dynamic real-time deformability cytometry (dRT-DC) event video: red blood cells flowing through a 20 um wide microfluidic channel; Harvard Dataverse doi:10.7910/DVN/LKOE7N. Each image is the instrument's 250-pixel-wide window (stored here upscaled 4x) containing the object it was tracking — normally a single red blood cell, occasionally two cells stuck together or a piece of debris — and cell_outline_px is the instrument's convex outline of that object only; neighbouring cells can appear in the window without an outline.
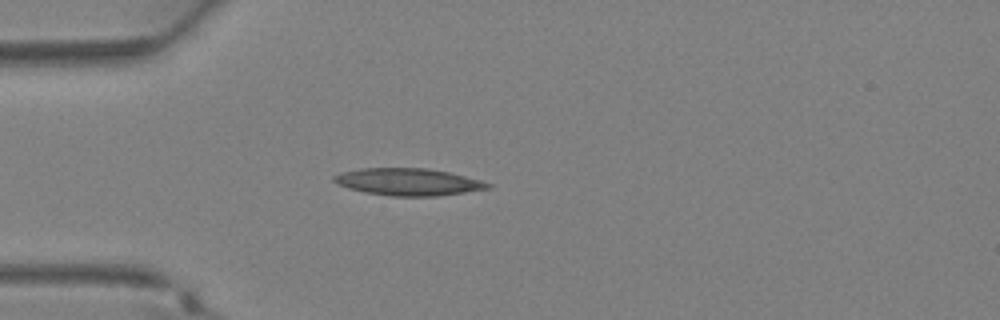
{"species": "Egyptian fruit bat (a non-hibernating species)", "species_latin": "Rousettus aegyptiacus", "temperature_condition": "warm", "stored_images_in_passage": 27, "camera_frame_rate_fps": 3000, "um_per_image_px": 0.085, "animal": {"sex": "female"}, "frame": {"image": 1, "passage_image": 1, "time_ms": 0.0, "image_size_px": [1000, 320], "cell_outline_px": [[492, 188], [436, 196], [392, 196], [364, 192], [348, 188], [332, 180], [332, 176], [340, 172], [360, 168], [428, 168], [448, 172], [480, 180], [492, 184]], "centroid_in_image_um": [34.68, 15.45], "position_along_channel_um": 50.3, "area_um2": 24.28}}
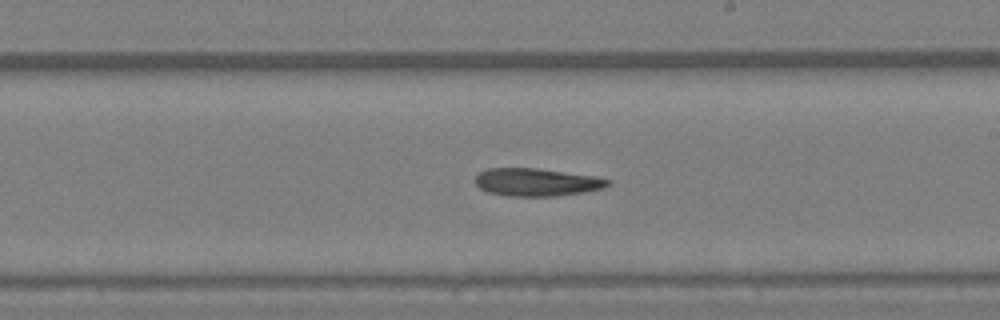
{"frame": {"image": 2, "passage_image": 12, "time_ms": 3.667, "image_size_px": [1000, 320], "cell_outline_px": [[612, 184], [604, 188], [584, 192], [556, 196], [508, 196], [488, 192], [480, 188], [476, 184], [476, 176], [480, 172], [488, 168], [536, 168], [596, 176], [612, 180]], "centroid_in_image_um": [45.66, 15.48], "position_along_channel_um": 243.3, "area_um2": 21.56}}
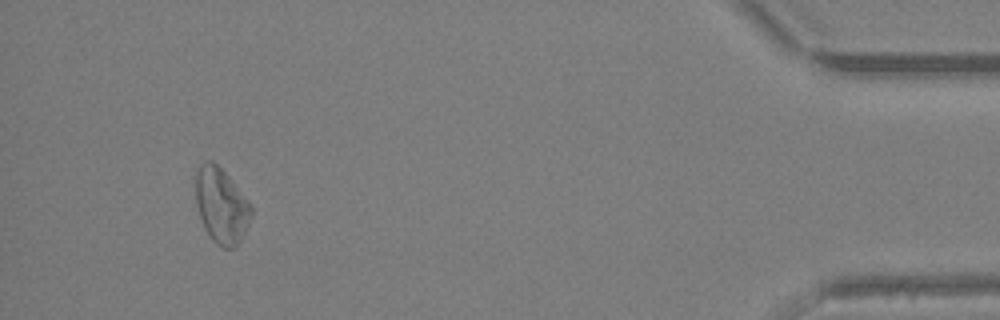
{"frame": {"image": 3, "passage_image": 25, "time_ms": 8.0, "image_size_px": [1000, 320], "cell_outline_px": [[252, 216], [240, 240], [232, 248], [224, 248], [216, 244], [208, 236], [204, 228], [196, 204], [196, 168], [204, 160], [212, 160], [228, 176], [252, 204]], "centroid_in_image_um": [18.8, 17.46], "position_along_channel_um": 416.4, "area_um2": 24.39}}